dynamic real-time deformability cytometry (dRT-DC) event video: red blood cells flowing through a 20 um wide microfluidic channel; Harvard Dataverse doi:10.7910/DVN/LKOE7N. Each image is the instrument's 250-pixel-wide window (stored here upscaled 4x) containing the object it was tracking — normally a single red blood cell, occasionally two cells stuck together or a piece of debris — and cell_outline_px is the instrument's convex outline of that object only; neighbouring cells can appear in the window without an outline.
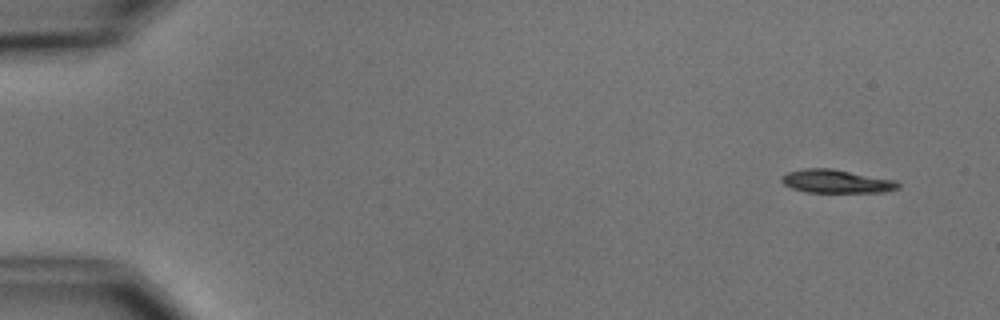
{"species": "common noctule bat (a hibernating species)", "species_latin": "Nyctalus noctula", "temperature_condition": "cold", "stored_images_in_passage": 8, "camera_frame_rate_fps": 3000, "um_per_image_px": 0.085, "animal": {"sex": "male", "body_mass_g": 15.6}, "frame": {"image": 1, "passage_image": 1, "time_ms": 0.0, "image_size_px": [1000, 320], "cell_outline_px": [[900, 188], [884, 192], [804, 192], [792, 188], [784, 184], [780, 180], [788, 172], [804, 168], [832, 168], [896, 180], [900, 184]], "centroid_in_image_um": [71.12, 15.41], "position_along_channel_um": 13.9, "area_um2": 15.9}}
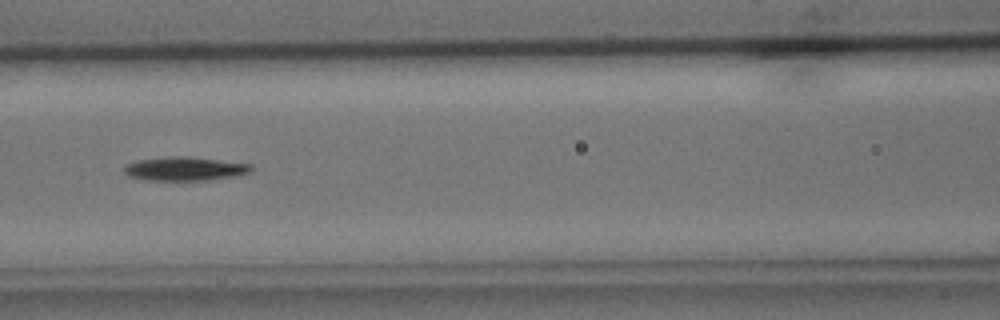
{"frame": {"image": 2, "passage_image": 7, "time_ms": 7.0, "image_size_px": [1000, 320], "cell_outline_px": [[252, 172], [236, 176], [208, 180], [152, 180], [128, 176], [124, 172], [124, 164], [136, 160], [168, 156], [188, 156], [252, 164]], "centroid_in_image_um": [15.71, 14.33], "position_along_channel_um": 150.9, "area_um2": 17.74}}
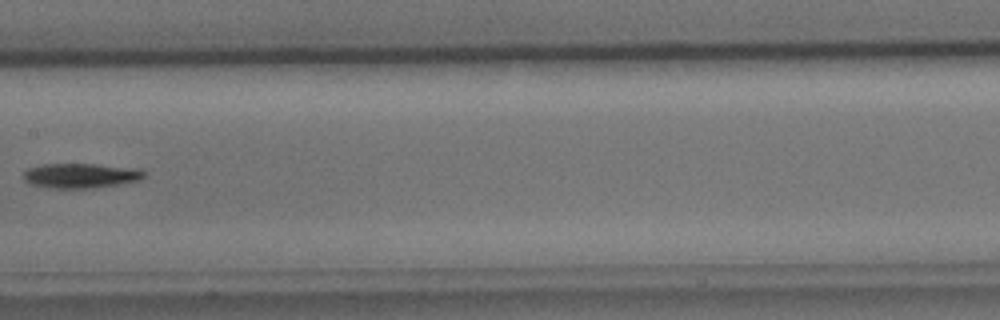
{"frame": {"image": 3, "passage_image": 8, "time_ms": 8.333, "image_size_px": [1000, 320], "cell_outline_px": [[148, 172], [140, 180], [92, 188], [52, 188], [32, 184], [24, 180], [24, 172], [28, 168], [44, 164], [96, 164], [144, 168]], "centroid_in_image_um": [6.94, 14.91], "position_along_channel_um": 200.5, "area_um2": 17.51}}